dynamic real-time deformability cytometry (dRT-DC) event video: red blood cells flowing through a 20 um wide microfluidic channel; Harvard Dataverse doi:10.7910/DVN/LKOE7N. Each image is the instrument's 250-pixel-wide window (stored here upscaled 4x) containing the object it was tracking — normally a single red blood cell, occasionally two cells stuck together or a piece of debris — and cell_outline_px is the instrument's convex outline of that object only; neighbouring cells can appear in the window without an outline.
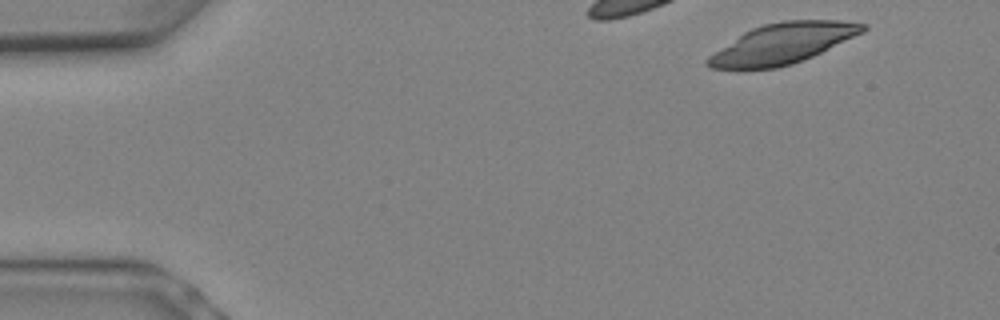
{"species": "Egyptian fruit bat (a non-hibernating species)", "species_latin": "Rousettus aegyptiacus", "temperature_condition": "warm", "stored_images_in_passage": 5, "camera_frame_rate_fps": 3000, "um_per_image_px": 0.085, "animal": {"sex": "female"}, "frame": {"image": 1, "passage_image": 1, "time_ms": 0.0, "image_size_px": [1000, 320], "cell_outline_px": [[868, 28], [864, 32], [812, 56], [792, 64], [776, 68], [708, 68], [704, 64], [704, 60], [708, 56], [744, 32], [752, 28], [764, 24], [784, 20], [840, 20], [868, 24]], "centroid_in_image_um": [66.53, 3.69], "position_along_channel_um": 18.5, "area_um2": 36.18}}